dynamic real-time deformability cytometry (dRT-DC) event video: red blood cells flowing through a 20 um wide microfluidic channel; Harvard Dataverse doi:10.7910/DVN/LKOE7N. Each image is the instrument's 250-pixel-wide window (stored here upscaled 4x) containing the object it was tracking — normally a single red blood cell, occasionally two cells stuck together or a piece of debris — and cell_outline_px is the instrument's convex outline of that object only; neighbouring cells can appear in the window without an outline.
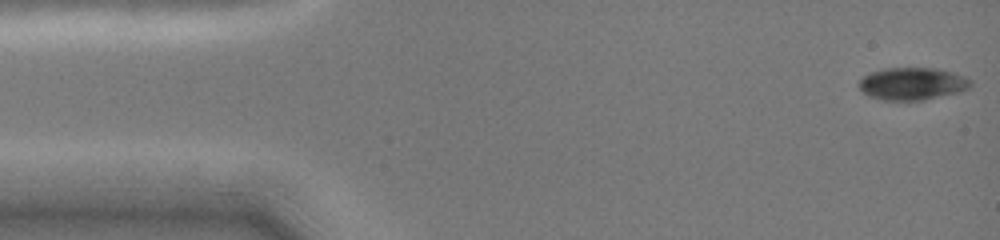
{"species": "common noctule bat (a hibernating species)", "species_latin": "Nyctalus noctula", "temperature_condition": "cold", "stored_images_in_passage": 9, "camera_frame_rate_fps": 3000, "um_per_image_px": 0.085, "animal": {"sex": "female", "body_mass_g": 19.0, "forearm_length_mm": 51.5}, "frame": {"image": 1, "passage_image": 1, "time_ms": 0.0, "image_size_px": [1000, 240], "cell_outline_px": [[972, 84], [968, 88], [960, 92], [924, 100], [880, 100], [868, 96], [860, 88], [860, 80], [864, 76], [872, 72], [884, 68], [936, 68], [952, 72], [964, 76], [972, 80]], "centroid_in_image_um": [77.57, 7.12], "position_along_channel_um": 7.4, "area_um2": 21.1}}
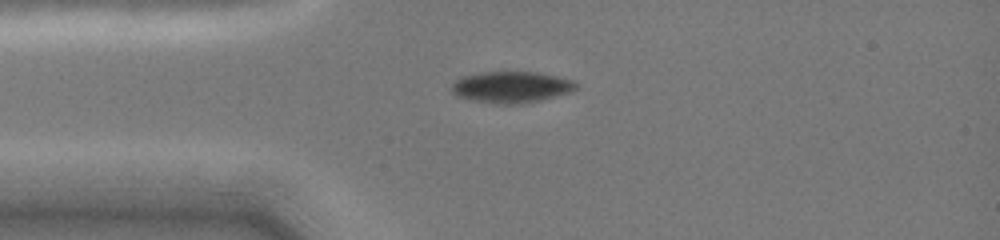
{"frame": {"image": 2, "passage_image": 6, "time_ms": 3.333, "image_size_px": [1000, 240], "cell_outline_px": [[580, 88], [572, 92], [540, 100], [520, 104], [500, 104], [472, 100], [456, 96], [452, 92], [452, 84], [460, 76], [484, 72], [536, 72], [556, 76], [572, 80], [580, 84]], "centroid_in_image_um": [43.5, 7.4], "position_along_channel_um": 41.5, "area_um2": 22.89}}
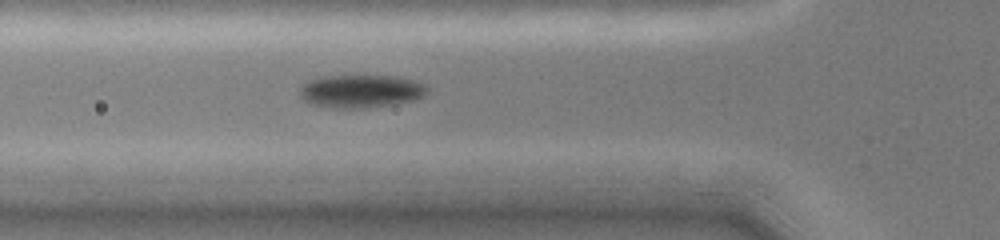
{"frame": {"image": 3, "passage_image": 9, "time_ms": 5.0, "image_size_px": [1000, 240], "cell_outline_px": [[428, 92], [424, 96], [412, 100], [368, 108], [336, 108], [312, 104], [304, 100], [300, 96], [300, 88], [304, 84], [320, 76], [388, 76], [412, 80], [424, 84], [428, 88]], "centroid_in_image_um": [30.66, 7.75], "position_along_channel_um": 95.1, "area_um2": 24.16}}